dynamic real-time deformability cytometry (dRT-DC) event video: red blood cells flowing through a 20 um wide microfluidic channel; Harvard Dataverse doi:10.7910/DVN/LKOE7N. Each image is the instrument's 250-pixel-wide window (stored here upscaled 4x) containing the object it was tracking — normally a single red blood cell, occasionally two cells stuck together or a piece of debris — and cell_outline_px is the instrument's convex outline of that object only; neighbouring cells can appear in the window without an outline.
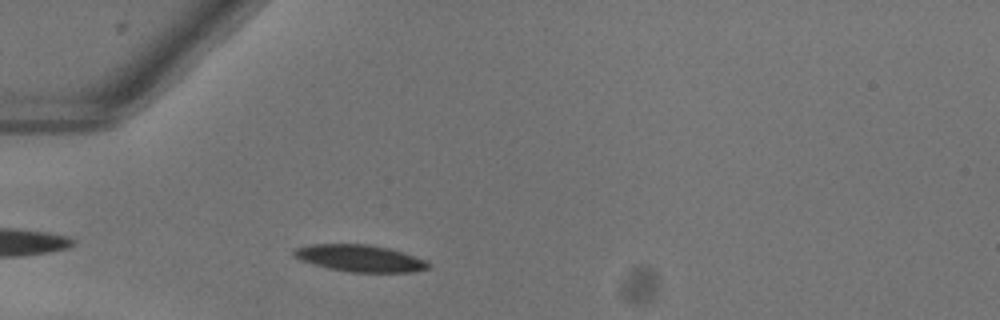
{"species": "common noctule bat (a hibernating species)", "species_latin": "Nyctalus noctula", "temperature_condition": "warm", "stored_images_in_passage": 38, "camera_frame_rate_fps": 3000, "um_per_image_px": 0.085, "animal": {"sex": "female"}, "frame": {"image": 1, "passage_image": 4, "time_ms": 1.0, "image_size_px": [1000, 320], "cell_outline_px": [[428, 268], [412, 272], [352, 272], [328, 268], [312, 264], [300, 260], [292, 256], [292, 252], [296, 248], [312, 244], [368, 244], [388, 248], [424, 260], [428, 264]], "centroid_in_image_um": [30.5, 21.95], "position_along_channel_um": 54.5, "area_um2": 20.75}}
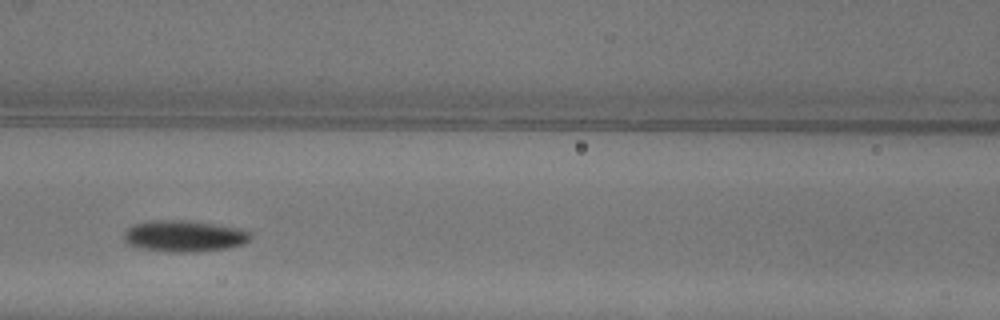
{"frame": {"image": 2, "passage_image": 12, "time_ms": 3.667, "image_size_px": [1000, 320], "cell_outline_px": [[252, 236], [244, 244], [228, 248], [188, 252], [172, 252], [140, 248], [128, 244], [124, 240], [124, 232], [132, 224], [148, 220], [188, 220], [244, 228]], "centroid_in_image_um": [15.65, 20.05], "position_along_channel_um": 150.9, "area_um2": 23.35}}
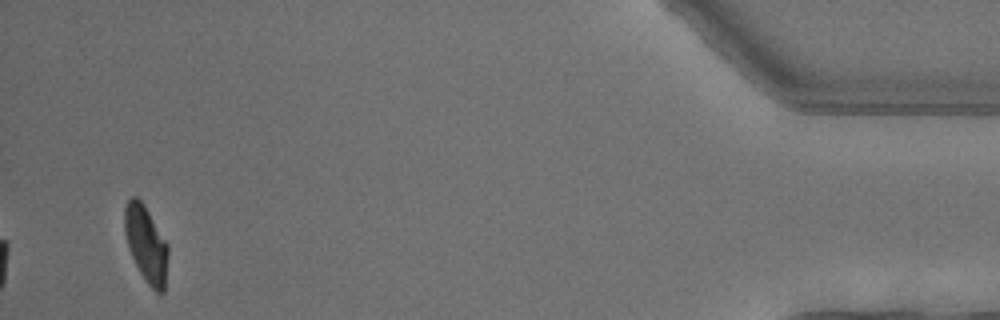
{"frame": {"image": 3, "passage_image": 38, "time_ms": 12.333, "image_size_px": [1000, 320], "cell_outline_px": [[168, 256], [164, 292], [156, 292], [148, 284], [140, 272], [132, 256], [124, 232], [124, 208], [128, 200], [132, 196], [136, 196], [144, 204], [168, 244]], "centroid_in_image_um": [12.42, 20.72], "position_along_channel_um": 422.8, "area_um2": 19.19}, "authors_computed_cell_mechanics": {"area_um2": 21.3571, "velocity_mm_per_s": 4.0462, "shape_relaxation_time_tau1_ms": 3.1607, "shape_relaxation_time_tau2_ms": null, "deformation_change_tau1": 0.1493, "deformation_change_tau2": null}}